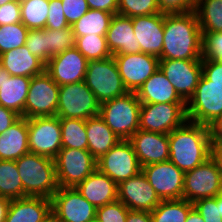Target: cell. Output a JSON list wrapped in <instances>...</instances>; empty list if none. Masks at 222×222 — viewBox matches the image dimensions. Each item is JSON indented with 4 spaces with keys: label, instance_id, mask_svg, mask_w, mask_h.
Masks as SVG:
<instances>
[{
    "label": "cell",
    "instance_id": "cell-27",
    "mask_svg": "<svg viewBox=\"0 0 222 222\" xmlns=\"http://www.w3.org/2000/svg\"><path fill=\"white\" fill-rule=\"evenodd\" d=\"M0 60L2 68L11 76L32 78L42 74L46 66L37 56L32 55L25 45L2 53Z\"/></svg>",
    "mask_w": 222,
    "mask_h": 222
},
{
    "label": "cell",
    "instance_id": "cell-52",
    "mask_svg": "<svg viewBox=\"0 0 222 222\" xmlns=\"http://www.w3.org/2000/svg\"><path fill=\"white\" fill-rule=\"evenodd\" d=\"M126 222H153L150 212L130 210Z\"/></svg>",
    "mask_w": 222,
    "mask_h": 222
},
{
    "label": "cell",
    "instance_id": "cell-6",
    "mask_svg": "<svg viewBox=\"0 0 222 222\" xmlns=\"http://www.w3.org/2000/svg\"><path fill=\"white\" fill-rule=\"evenodd\" d=\"M100 103L84 81L59 86L56 116L86 120L99 115Z\"/></svg>",
    "mask_w": 222,
    "mask_h": 222
},
{
    "label": "cell",
    "instance_id": "cell-23",
    "mask_svg": "<svg viewBox=\"0 0 222 222\" xmlns=\"http://www.w3.org/2000/svg\"><path fill=\"white\" fill-rule=\"evenodd\" d=\"M106 40L112 55L141 52L140 43L134 35L131 17L115 14L106 33Z\"/></svg>",
    "mask_w": 222,
    "mask_h": 222
},
{
    "label": "cell",
    "instance_id": "cell-26",
    "mask_svg": "<svg viewBox=\"0 0 222 222\" xmlns=\"http://www.w3.org/2000/svg\"><path fill=\"white\" fill-rule=\"evenodd\" d=\"M51 210L50 198L27 196L12 199L5 222H42Z\"/></svg>",
    "mask_w": 222,
    "mask_h": 222
},
{
    "label": "cell",
    "instance_id": "cell-1",
    "mask_svg": "<svg viewBox=\"0 0 222 222\" xmlns=\"http://www.w3.org/2000/svg\"><path fill=\"white\" fill-rule=\"evenodd\" d=\"M203 34L194 10L164 13V41L160 59L202 60Z\"/></svg>",
    "mask_w": 222,
    "mask_h": 222
},
{
    "label": "cell",
    "instance_id": "cell-49",
    "mask_svg": "<svg viewBox=\"0 0 222 222\" xmlns=\"http://www.w3.org/2000/svg\"><path fill=\"white\" fill-rule=\"evenodd\" d=\"M89 9L118 14V0H86Z\"/></svg>",
    "mask_w": 222,
    "mask_h": 222
},
{
    "label": "cell",
    "instance_id": "cell-43",
    "mask_svg": "<svg viewBox=\"0 0 222 222\" xmlns=\"http://www.w3.org/2000/svg\"><path fill=\"white\" fill-rule=\"evenodd\" d=\"M203 34V57L222 62V32Z\"/></svg>",
    "mask_w": 222,
    "mask_h": 222
},
{
    "label": "cell",
    "instance_id": "cell-59",
    "mask_svg": "<svg viewBox=\"0 0 222 222\" xmlns=\"http://www.w3.org/2000/svg\"><path fill=\"white\" fill-rule=\"evenodd\" d=\"M90 222H100L98 219H93V220H91Z\"/></svg>",
    "mask_w": 222,
    "mask_h": 222
},
{
    "label": "cell",
    "instance_id": "cell-16",
    "mask_svg": "<svg viewBox=\"0 0 222 222\" xmlns=\"http://www.w3.org/2000/svg\"><path fill=\"white\" fill-rule=\"evenodd\" d=\"M119 74L128 92H137L159 69V58L143 52L113 55Z\"/></svg>",
    "mask_w": 222,
    "mask_h": 222
},
{
    "label": "cell",
    "instance_id": "cell-44",
    "mask_svg": "<svg viewBox=\"0 0 222 222\" xmlns=\"http://www.w3.org/2000/svg\"><path fill=\"white\" fill-rule=\"evenodd\" d=\"M69 27L64 16L63 5L61 0H49V14L45 28L59 30Z\"/></svg>",
    "mask_w": 222,
    "mask_h": 222
},
{
    "label": "cell",
    "instance_id": "cell-5",
    "mask_svg": "<svg viewBox=\"0 0 222 222\" xmlns=\"http://www.w3.org/2000/svg\"><path fill=\"white\" fill-rule=\"evenodd\" d=\"M84 83L100 104L128 92L113 56L103 60L88 61Z\"/></svg>",
    "mask_w": 222,
    "mask_h": 222
},
{
    "label": "cell",
    "instance_id": "cell-39",
    "mask_svg": "<svg viewBox=\"0 0 222 222\" xmlns=\"http://www.w3.org/2000/svg\"><path fill=\"white\" fill-rule=\"evenodd\" d=\"M161 13L157 0H118V14L126 17Z\"/></svg>",
    "mask_w": 222,
    "mask_h": 222
},
{
    "label": "cell",
    "instance_id": "cell-15",
    "mask_svg": "<svg viewBox=\"0 0 222 222\" xmlns=\"http://www.w3.org/2000/svg\"><path fill=\"white\" fill-rule=\"evenodd\" d=\"M142 172L161 200L182 199L184 172L170 160L143 166Z\"/></svg>",
    "mask_w": 222,
    "mask_h": 222
},
{
    "label": "cell",
    "instance_id": "cell-18",
    "mask_svg": "<svg viewBox=\"0 0 222 222\" xmlns=\"http://www.w3.org/2000/svg\"><path fill=\"white\" fill-rule=\"evenodd\" d=\"M118 201L129 210L152 212L162 200L141 171L118 184Z\"/></svg>",
    "mask_w": 222,
    "mask_h": 222
},
{
    "label": "cell",
    "instance_id": "cell-14",
    "mask_svg": "<svg viewBox=\"0 0 222 222\" xmlns=\"http://www.w3.org/2000/svg\"><path fill=\"white\" fill-rule=\"evenodd\" d=\"M159 69L187 102L202 77V60L159 59Z\"/></svg>",
    "mask_w": 222,
    "mask_h": 222
},
{
    "label": "cell",
    "instance_id": "cell-45",
    "mask_svg": "<svg viewBox=\"0 0 222 222\" xmlns=\"http://www.w3.org/2000/svg\"><path fill=\"white\" fill-rule=\"evenodd\" d=\"M63 12L69 26L73 25L89 10L86 0H61Z\"/></svg>",
    "mask_w": 222,
    "mask_h": 222
},
{
    "label": "cell",
    "instance_id": "cell-40",
    "mask_svg": "<svg viewBox=\"0 0 222 222\" xmlns=\"http://www.w3.org/2000/svg\"><path fill=\"white\" fill-rule=\"evenodd\" d=\"M25 46L45 65L48 62V29H29Z\"/></svg>",
    "mask_w": 222,
    "mask_h": 222
},
{
    "label": "cell",
    "instance_id": "cell-46",
    "mask_svg": "<svg viewBox=\"0 0 222 222\" xmlns=\"http://www.w3.org/2000/svg\"><path fill=\"white\" fill-rule=\"evenodd\" d=\"M202 74L211 84L222 88V62L202 57Z\"/></svg>",
    "mask_w": 222,
    "mask_h": 222
},
{
    "label": "cell",
    "instance_id": "cell-2",
    "mask_svg": "<svg viewBox=\"0 0 222 222\" xmlns=\"http://www.w3.org/2000/svg\"><path fill=\"white\" fill-rule=\"evenodd\" d=\"M168 137L169 160L184 173L203 164L211 156L213 139L207 125L187 120Z\"/></svg>",
    "mask_w": 222,
    "mask_h": 222
},
{
    "label": "cell",
    "instance_id": "cell-20",
    "mask_svg": "<svg viewBox=\"0 0 222 222\" xmlns=\"http://www.w3.org/2000/svg\"><path fill=\"white\" fill-rule=\"evenodd\" d=\"M129 141L140 165L156 164L169 160L170 148L168 134L138 130Z\"/></svg>",
    "mask_w": 222,
    "mask_h": 222
},
{
    "label": "cell",
    "instance_id": "cell-17",
    "mask_svg": "<svg viewBox=\"0 0 222 222\" xmlns=\"http://www.w3.org/2000/svg\"><path fill=\"white\" fill-rule=\"evenodd\" d=\"M51 201L52 211L63 222H90L96 218V208L75 187H59Z\"/></svg>",
    "mask_w": 222,
    "mask_h": 222
},
{
    "label": "cell",
    "instance_id": "cell-37",
    "mask_svg": "<svg viewBox=\"0 0 222 222\" xmlns=\"http://www.w3.org/2000/svg\"><path fill=\"white\" fill-rule=\"evenodd\" d=\"M28 31L22 22L0 26V55L25 45Z\"/></svg>",
    "mask_w": 222,
    "mask_h": 222
},
{
    "label": "cell",
    "instance_id": "cell-42",
    "mask_svg": "<svg viewBox=\"0 0 222 222\" xmlns=\"http://www.w3.org/2000/svg\"><path fill=\"white\" fill-rule=\"evenodd\" d=\"M193 207L205 222H222L220 206H217V196L197 200L193 203Z\"/></svg>",
    "mask_w": 222,
    "mask_h": 222
},
{
    "label": "cell",
    "instance_id": "cell-25",
    "mask_svg": "<svg viewBox=\"0 0 222 222\" xmlns=\"http://www.w3.org/2000/svg\"><path fill=\"white\" fill-rule=\"evenodd\" d=\"M136 94L141 104H186L160 69L142 84Z\"/></svg>",
    "mask_w": 222,
    "mask_h": 222
},
{
    "label": "cell",
    "instance_id": "cell-35",
    "mask_svg": "<svg viewBox=\"0 0 222 222\" xmlns=\"http://www.w3.org/2000/svg\"><path fill=\"white\" fill-rule=\"evenodd\" d=\"M21 22L28 29L45 28L49 14V0H20Z\"/></svg>",
    "mask_w": 222,
    "mask_h": 222
},
{
    "label": "cell",
    "instance_id": "cell-36",
    "mask_svg": "<svg viewBox=\"0 0 222 222\" xmlns=\"http://www.w3.org/2000/svg\"><path fill=\"white\" fill-rule=\"evenodd\" d=\"M77 50L90 60H103L113 56L107 46L106 36L85 35L76 38Z\"/></svg>",
    "mask_w": 222,
    "mask_h": 222
},
{
    "label": "cell",
    "instance_id": "cell-57",
    "mask_svg": "<svg viewBox=\"0 0 222 222\" xmlns=\"http://www.w3.org/2000/svg\"><path fill=\"white\" fill-rule=\"evenodd\" d=\"M217 206H220V211L222 216V193L217 196Z\"/></svg>",
    "mask_w": 222,
    "mask_h": 222
},
{
    "label": "cell",
    "instance_id": "cell-47",
    "mask_svg": "<svg viewBox=\"0 0 222 222\" xmlns=\"http://www.w3.org/2000/svg\"><path fill=\"white\" fill-rule=\"evenodd\" d=\"M21 22L20 1H10L0 6V26Z\"/></svg>",
    "mask_w": 222,
    "mask_h": 222
},
{
    "label": "cell",
    "instance_id": "cell-8",
    "mask_svg": "<svg viewBox=\"0 0 222 222\" xmlns=\"http://www.w3.org/2000/svg\"><path fill=\"white\" fill-rule=\"evenodd\" d=\"M186 111L189 121L209 126L222 112V88L211 84L202 74L186 102Z\"/></svg>",
    "mask_w": 222,
    "mask_h": 222
},
{
    "label": "cell",
    "instance_id": "cell-31",
    "mask_svg": "<svg viewBox=\"0 0 222 222\" xmlns=\"http://www.w3.org/2000/svg\"><path fill=\"white\" fill-rule=\"evenodd\" d=\"M194 11L202 33L222 32V0H196Z\"/></svg>",
    "mask_w": 222,
    "mask_h": 222
},
{
    "label": "cell",
    "instance_id": "cell-51",
    "mask_svg": "<svg viewBox=\"0 0 222 222\" xmlns=\"http://www.w3.org/2000/svg\"><path fill=\"white\" fill-rule=\"evenodd\" d=\"M210 158L215 162L222 178V140H212Z\"/></svg>",
    "mask_w": 222,
    "mask_h": 222
},
{
    "label": "cell",
    "instance_id": "cell-12",
    "mask_svg": "<svg viewBox=\"0 0 222 222\" xmlns=\"http://www.w3.org/2000/svg\"><path fill=\"white\" fill-rule=\"evenodd\" d=\"M222 193V178L215 162L209 158L193 170L184 173L182 199L197 200L216 197Z\"/></svg>",
    "mask_w": 222,
    "mask_h": 222
},
{
    "label": "cell",
    "instance_id": "cell-9",
    "mask_svg": "<svg viewBox=\"0 0 222 222\" xmlns=\"http://www.w3.org/2000/svg\"><path fill=\"white\" fill-rule=\"evenodd\" d=\"M58 100L59 85L46 71L33 76L24 105V117L56 116Z\"/></svg>",
    "mask_w": 222,
    "mask_h": 222
},
{
    "label": "cell",
    "instance_id": "cell-38",
    "mask_svg": "<svg viewBox=\"0 0 222 222\" xmlns=\"http://www.w3.org/2000/svg\"><path fill=\"white\" fill-rule=\"evenodd\" d=\"M73 47H76V37L71 26L59 30L48 29V61Z\"/></svg>",
    "mask_w": 222,
    "mask_h": 222
},
{
    "label": "cell",
    "instance_id": "cell-33",
    "mask_svg": "<svg viewBox=\"0 0 222 222\" xmlns=\"http://www.w3.org/2000/svg\"><path fill=\"white\" fill-rule=\"evenodd\" d=\"M62 148L88 150L86 120L60 119Z\"/></svg>",
    "mask_w": 222,
    "mask_h": 222
},
{
    "label": "cell",
    "instance_id": "cell-41",
    "mask_svg": "<svg viewBox=\"0 0 222 222\" xmlns=\"http://www.w3.org/2000/svg\"><path fill=\"white\" fill-rule=\"evenodd\" d=\"M130 210L120 201L106 204L96 209V219L100 222H126Z\"/></svg>",
    "mask_w": 222,
    "mask_h": 222
},
{
    "label": "cell",
    "instance_id": "cell-55",
    "mask_svg": "<svg viewBox=\"0 0 222 222\" xmlns=\"http://www.w3.org/2000/svg\"><path fill=\"white\" fill-rule=\"evenodd\" d=\"M185 222H205L204 219L202 218V216L195 210V208L193 207L186 218Z\"/></svg>",
    "mask_w": 222,
    "mask_h": 222
},
{
    "label": "cell",
    "instance_id": "cell-11",
    "mask_svg": "<svg viewBox=\"0 0 222 222\" xmlns=\"http://www.w3.org/2000/svg\"><path fill=\"white\" fill-rule=\"evenodd\" d=\"M187 120L186 104H141L139 129L169 134Z\"/></svg>",
    "mask_w": 222,
    "mask_h": 222
},
{
    "label": "cell",
    "instance_id": "cell-53",
    "mask_svg": "<svg viewBox=\"0 0 222 222\" xmlns=\"http://www.w3.org/2000/svg\"><path fill=\"white\" fill-rule=\"evenodd\" d=\"M208 128L213 140H222V112Z\"/></svg>",
    "mask_w": 222,
    "mask_h": 222
},
{
    "label": "cell",
    "instance_id": "cell-24",
    "mask_svg": "<svg viewBox=\"0 0 222 222\" xmlns=\"http://www.w3.org/2000/svg\"><path fill=\"white\" fill-rule=\"evenodd\" d=\"M31 78L11 76L5 69H0V105L11 109L24 117V105Z\"/></svg>",
    "mask_w": 222,
    "mask_h": 222
},
{
    "label": "cell",
    "instance_id": "cell-34",
    "mask_svg": "<svg viewBox=\"0 0 222 222\" xmlns=\"http://www.w3.org/2000/svg\"><path fill=\"white\" fill-rule=\"evenodd\" d=\"M192 208L186 199L162 200L150 214L153 222H185Z\"/></svg>",
    "mask_w": 222,
    "mask_h": 222
},
{
    "label": "cell",
    "instance_id": "cell-56",
    "mask_svg": "<svg viewBox=\"0 0 222 222\" xmlns=\"http://www.w3.org/2000/svg\"><path fill=\"white\" fill-rule=\"evenodd\" d=\"M42 222H63L52 210Z\"/></svg>",
    "mask_w": 222,
    "mask_h": 222
},
{
    "label": "cell",
    "instance_id": "cell-3",
    "mask_svg": "<svg viewBox=\"0 0 222 222\" xmlns=\"http://www.w3.org/2000/svg\"><path fill=\"white\" fill-rule=\"evenodd\" d=\"M15 162L25 197H53L59 189L54 159L28 152Z\"/></svg>",
    "mask_w": 222,
    "mask_h": 222
},
{
    "label": "cell",
    "instance_id": "cell-29",
    "mask_svg": "<svg viewBox=\"0 0 222 222\" xmlns=\"http://www.w3.org/2000/svg\"><path fill=\"white\" fill-rule=\"evenodd\" d=\"M88 151L98 160L121 141L98 115L86 119Z\"/></svg>",
    "mask_w": 222,
    "mask_h": 222
},
{
    "label": "cell",
    "instance_id": "cell-30",
    "mask_svg": "<svg viewBox=\"0 0 222 222\" xmlns=\"http://www.w3.org/2000/svg\"><path fill=\"white\" fill-rule=\"evenodd\" d=\"M113 16L114 14L103 10L89 9L71 25L73 34L76 38L85 35L106 36Z\"/></svg>",
    "mask_w": 222,
    "mask_h": 222
},
{
    "label": "cell",
    "instance_id": "cell-4",
    "mask_svg": "<svg viewBox=\"0 0 222 222\" xmlns=\"http://www.w3.org/2000/svg\"><path fill=\"white\" fill-rule=\"evenodd\" d=\"M140 108L136 92H127L100 104L99 116L120 140H129L139 130Z\"/></svg>",
    "mask_w": 222,
    "mask_h": 222
},
{
    "label": "cell",
    "instance_id": "cell-32",
    "mask_svg": "<svg viewBox=\"0 0 222 222\" xmlns=\"http://www.w3.org/2000/svg\"><path fill=\"white\" fill-rule=\"evenodd\" d=\"M0 196L10 200L25 197L22 180L14 160H0Z\"/></svg>",
    "mask_w": 222,
    "mask_h": 222
},
{
    "label": "cell",
    "instance_id": "cell-48",
    "mask_svg": "<svg viewBox=\"0 0 222 222\" xmlns=\"http://www.w3.org/2000/svg\"><path fill=\"white\" fill-rule=\"evenodd\" d=\"M162 13H184L195 9L196 0H157Z\"/></svg>",
    "mask_w": 222,
    "mask_h": 222
},
{
    "label": "cell",
    "instance_id": "cell-13",
    "mask_svg": "<svg viewBox=\"0 0 222 222\" xmlns=\"http://www.w3.org/2000/svg\"><path fill=\"white\" fill-rule=\"evenodd\" d=\"M97 168L117 184L142 171V166L129 140L119 141L98 159Z\"/></svg>",
    "mask_w": 222,
    "mask_h": 222
},
{
    "label": "cell",
    "instance_id": "cell-54",
    "mask_svg": "<svg viewBox=\"0 0 222 222\" xmlns=\"http://www.w3.org/2000/svg\"><path fill=\"white\" fill-rule=\"evenodd\" d=\"M11 200L0 196V222H5Z\"/></svg>",
    "mask_w": 222,
    "mask_h": 222
},
{
    "label": "cell",
    "instance_id": "cell-22",
    "mask_svg": "<svg viewBox=\"0 0 222 222\" xmlns=\"http://www.w3.org/2000/svg\"><path fill=\"white\" fill-rule=\"evenodd\" d=\"M75 188L96 209L118 200V184L98 168Z\"/></svg>",
    "mask_w": 222,
    "mask_h": 222
},
{
    "label": "cell",
    "instance_id": "cell-7",
    "mask_svg": "<svg viewBox=\"0 0 222 222\" xmlns=\"http://www.w3.org/2000/svg\"><path fill=\"white\" fill-rule=\"evenodd\" d=\"M54 161L59 187H76L97 169L88 150L62 148Z\"/></svg>",
    "mask_w": 222,
    "mask_h": 222
},
{
    "label": "cell",
    "instance_id": "cell-19",
    "mask_svg": "<svg viewBox=\"0 0 222 222\" xmlns=\"http://www.w3.org/2000/svg\"><path fill=\"white\" fill-rule=\"evenodd\" d=\"M87 66L88 60L73 47L53 56L46 63L45 71L61 86L84 81Z\"/></svg>",
    "mask_w": 222,
    "mask_h": 222
},
{
    "label": "cell",
    "instance_id": "cell-50",
    "mask_svg": "<svg viewBox=\"0 0 222 222\" xmlns=\"http://www.w3.org/2000/svg\"><path fill=\"white\" fill-rule=\"evenodd\" d=\"M20 117L15 111L0 105V134L12 126Z\"/></svg>",
    "mask_w": 222,
    "mask_h": 222
},
{
    "label": "cell",
    "instance_id": "cell-58",
    "mask_svg": "<svg viewBox=\"0 0 222 222\" xmlns=\"http://www.w3.org/2000/svg\"><path fill=\"white\" fill-rule=\"evenodd\" d=\"M10 1H14V0H0V6L4 5Z\"/></svg>",
    "mask_w": 222,
    "mask_h": 222
},
{
    "label": "cell",
    "instance_id": "cell-10",
    "mask_svg": "<svg viewBox=\"0 0 222 222\" xmlns=\"http://www.w3.org/2000/svg\"><path fill=\"white\" fill-rule=\"evenodd\" d=\"M27 124L30 152L55 159L62 149L60 118L33 117L27 119Z\"/></svg>",
    "mask_w": 222,
    "mask_h": 222
},
{
    "label": "cell",
    "instance_id": "cell-28",
    "mask_svg": "<svg viewBox=\"0 0 222 222\" xmlns=\"http://www.w3.org/2000/svg\"><path fill=\"white\" fill-rule=\"evenodd\" d=\"M30 152L27 118L20 117L0 134V160H18Z\"/></svg>",
    "mask_w": 222,
    "mask_h": 222
},
{
    "label": "cell",
    "instance_id": "cell-21",
    "mask_svg": "<svg viewBox=\"0 0 222 222\" xmlns=\"http://www.w3.org/2000/svg\"><path fill=\"white\" fill-rule=\"evenodd\" d=\"M132 24L141 52L160 59L164 41V13L132 17Z\"/></svg>",
    "mask_w": 222,
    "mask_h": 222
}]
</instances>
